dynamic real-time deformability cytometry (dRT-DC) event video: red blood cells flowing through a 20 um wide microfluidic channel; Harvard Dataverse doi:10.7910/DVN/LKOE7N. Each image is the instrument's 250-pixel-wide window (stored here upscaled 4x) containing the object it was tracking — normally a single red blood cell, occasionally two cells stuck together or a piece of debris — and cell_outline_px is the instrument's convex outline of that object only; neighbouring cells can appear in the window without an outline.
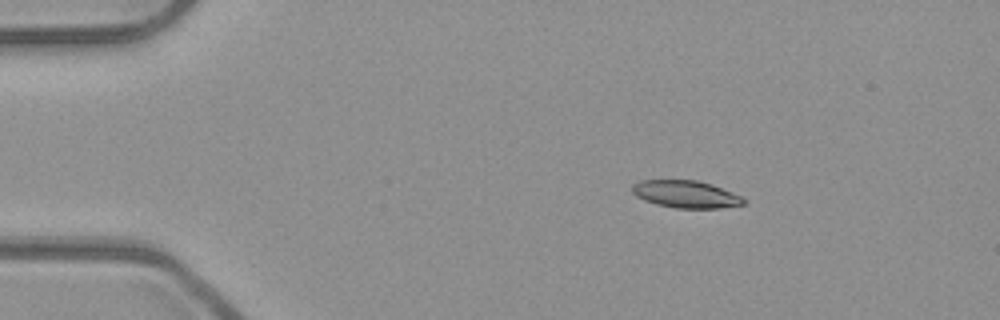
{"species": "common noctule bat (a hibernating species)", "species_latin": "Nyctalus noctula", "temperature_condition": "room temperature", "stored_images_in_passage": 3, "camera_frame_rate_fps": 3000, "um_per_image_px": 0.085, "animal": {"sex": "male", "body_mass_g": 23.1, "forearm_length_mm": 52.7}, "frame": {"image": 1, "passage_image": 1, "time_ms": 0.0, "image_size_px": [1000, 320], "cell_outline_px": [[744, 204], [720, 208], [676, 208], [656, 204], [644, 200], [636, 196], [632, 192], [632, 184], [640, 180], [696, 180], [712, 184], [732, 192], [740, 196], [744, 200]], "centroid_in_image_um": [58.26, 16.5], "position_along_channel_um": 26.7, "area_um2": 17.69}}
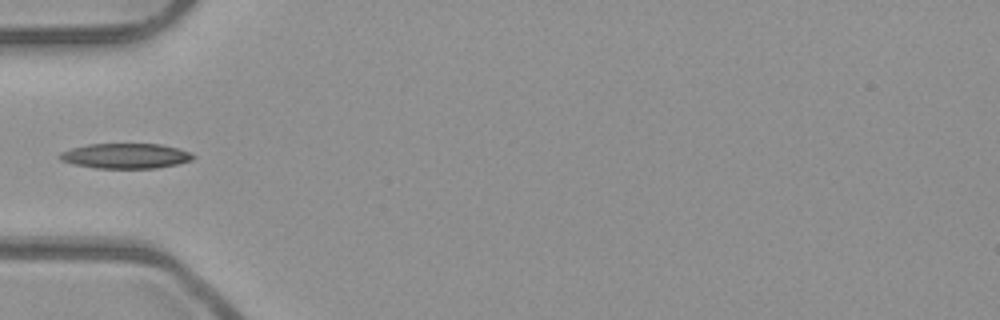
{"frame": {"image": 2, "passage_image": 3, "time_ms": 0.667, "image_size_px": [1000, 320], "cell_outline_px": [[196, 156], [192, 160], [176, 164], [156, 168], [96, 168], [72, 164], [60, 160], [56, 156], [60, 152], [72, 148], [88, 144], [160, 144], [180, 148], [192, 152]], "centroid_in_image_um": [10.67, 13.25], "position_along_channel_um": 74.3, "area_um2": 19.71}}